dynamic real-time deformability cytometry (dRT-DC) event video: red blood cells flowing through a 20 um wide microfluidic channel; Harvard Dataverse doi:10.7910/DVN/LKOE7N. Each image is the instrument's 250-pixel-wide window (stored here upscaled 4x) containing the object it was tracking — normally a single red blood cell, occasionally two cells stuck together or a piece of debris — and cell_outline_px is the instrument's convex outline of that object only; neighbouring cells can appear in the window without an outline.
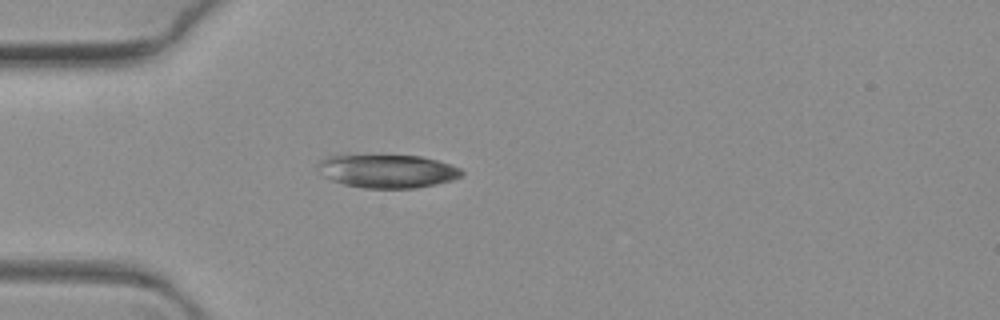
{"species": "common noctule bat (a hibernating species)", "species_latin": "Nyctalus noctula", "temperature_condition": "warm", "stored_images_in_passage": 8, "camera_frame_rate_fps": 3000, "um_per_image_px": 0.085, "animal": {"sex": "female", "body_mass_g": 19.3, "forearm_length_mm": 54.1}, "frame": {"image": 1, "passage_image": 4, "time_ms": 1.0, "image_size_px": [1000, 320], "cell_outline_px": [[464, 172], [460, 176], [452, 180], [436, 184], [416, 188], [364, 188], [344, 184], [332, 180], [324, 176], [320, 164], [320, 160], [328, 156], [420, 156], [436, 160], [460, 168]], "centroid_in_image_um": [32.98, 14.56], "position_along_channel_um": 52.0, "area_um2": 27.28}}
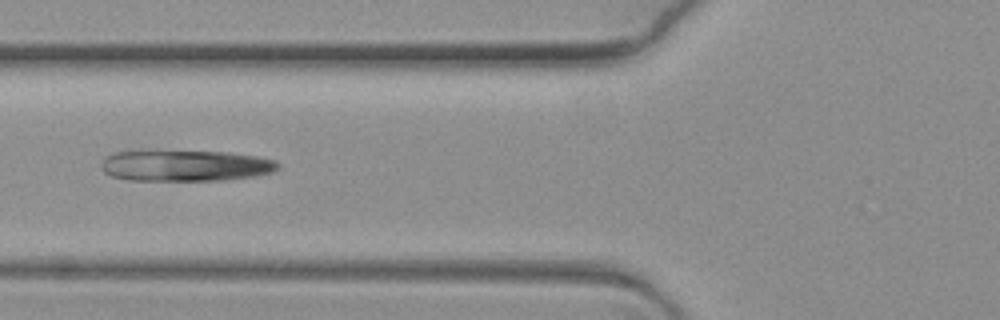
{"frame": {"image": 2, "passage_image": 6, "time_ms": 1.667, "image_size_px": [1000, 320], "cell_outline_px": [[280, 168], [272, 172], [252, 176], [220, 180], [128, 180], [112, 176], [104, 172], [100, 168], [100, 164], [108, 156], [116, 152], [224, 152], [256, 156], [272, 160], [280, 164]], "centroid_in_image_um": [15.76, 14.1], "position_along_channel_um": 110.0, "area_um2": 31.33}}